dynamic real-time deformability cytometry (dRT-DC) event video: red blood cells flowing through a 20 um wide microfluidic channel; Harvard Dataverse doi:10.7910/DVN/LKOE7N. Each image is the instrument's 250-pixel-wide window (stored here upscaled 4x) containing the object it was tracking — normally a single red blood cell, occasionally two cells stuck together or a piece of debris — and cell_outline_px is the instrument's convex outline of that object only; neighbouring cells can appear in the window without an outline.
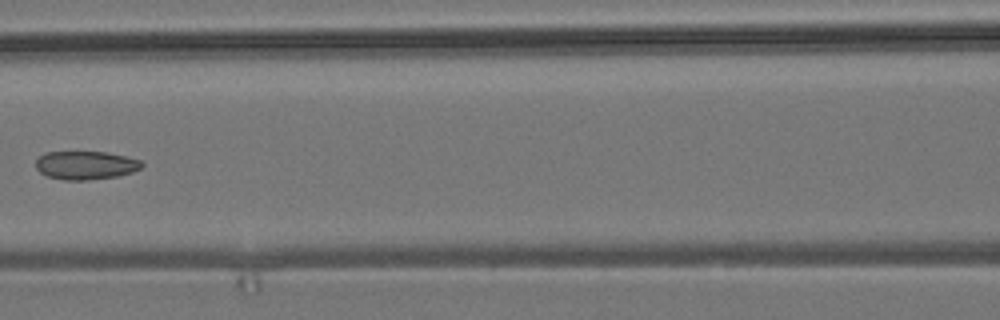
{"species": "common noctule bat (a hibernating species)", "species_latin": "Nyctalus noctula", "temperature_condition": "room temperature", "stored_images_in_passage": 6, "camera_frame_rate_fps": 3000, "um_per_image_px": 0.085, "animal": {"sex": "male", "body_mass_g": 19.2, "forearm_length_mm": 51.8}, "frame": {"image": 1, "passage_image": 6, "time_ms": 6.0, "image_size_px": [1000, 320], "cell_outline_px": [[144, 164], [140, 168], [132, 172], [120, 176], [88, 180], [64, 180], [48, 176], [40, 172], [36, 168], [36, 160], [44, 152], [108, 152], [140, 160]], "centroid_in_image_um": [7.28, 14.05], "position_along_channel_um": 159.3, "area_um2": 17.57}}